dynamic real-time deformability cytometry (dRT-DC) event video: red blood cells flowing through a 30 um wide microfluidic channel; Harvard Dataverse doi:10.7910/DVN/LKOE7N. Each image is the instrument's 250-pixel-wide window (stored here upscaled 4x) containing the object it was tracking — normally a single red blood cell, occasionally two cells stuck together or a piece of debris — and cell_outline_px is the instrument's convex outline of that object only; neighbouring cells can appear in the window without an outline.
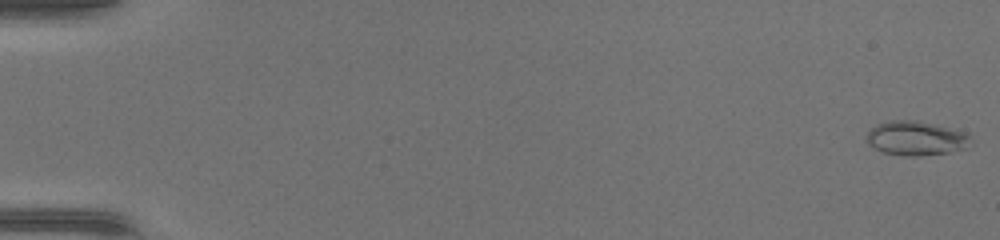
{"species": "common noctule bat (a hibernating species)", "species_latin": "Nyctalus noctula", "temperature_condition": "warm", "stored_images_in_passage": 49, "camera_frame_rate_fps": 3000, "um_per_image_px": 0.085, "animal": {"sex": "female", "body_mass_g": 17.0, "forearm_length_mm": 48.0}, "frame": {"image": 1, "passage_image": 1, "time_ms": 0.0, "image_size_px": [1000, 240], "cell_outline_px": [[972, 144], [968, 148], [948, 152], [920, 156], [904, 156], [884, 152], [868, 144], [868, 132], [876, 124], [892, 120], [920, 120], [968, 132], [972, 140]], "centroid_in_image_um": [77.94, 11.74], "position_along_channel_um": 7.1, "area_um2": 21.04}}
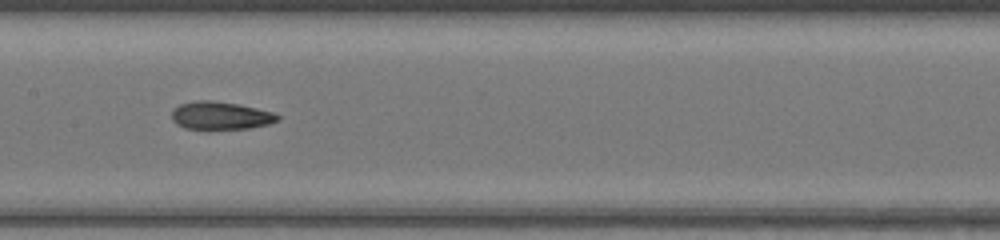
{"frame": {"image": 2, "passage_image": 26, "time_ms": 8.333, "image_size_px": [1000, 240], "cell_outline_px": [[280, 120], [268, 124], [252, 128], [184, 128], [176, 124], [172, 120], [172, 108], [180, 104], [196, 100], [212, 100], [240, 104], [272, 112], [280, 116]], "centroid_in_image_um": [18.74, 9.81], "position_along_channel_um": 188.7, "area_um2": 17.17}}
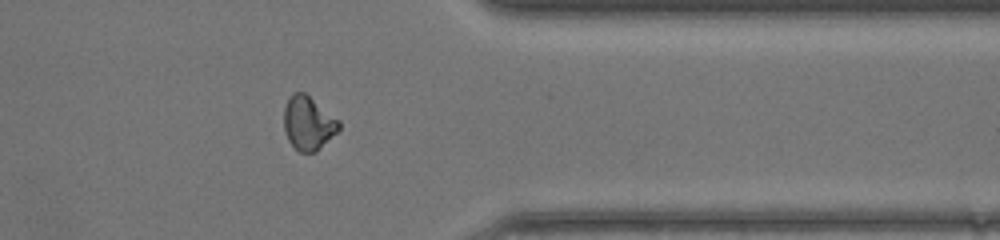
{"frame": {"image": 3, "passage_image": 40, "time_ms": 13.0, "image_size_px": [1000, 240], "cell_outline_px": [[340, 128], [316, 152], [300, 152], [288, 140], [284, 128], [284, 108], [292, 92], [304, 92], [340, 120]], "centroid_in_image_um": [26.2, 10.45], "position_along_channel_um": 385.2, "area_um2": 17.05}, "authors_computed_cell_mechanics": {"area_um2": 17.1666, "velocity_mm_per_s": 4.4053, "shape_relaxation_time_tau1_ms": 7.7199, "shape_relaxation_time_tau2_ms": 2.5621, "deformation_change_tau1": 0.2601, "deformation_change_tau2": 0.0639}}